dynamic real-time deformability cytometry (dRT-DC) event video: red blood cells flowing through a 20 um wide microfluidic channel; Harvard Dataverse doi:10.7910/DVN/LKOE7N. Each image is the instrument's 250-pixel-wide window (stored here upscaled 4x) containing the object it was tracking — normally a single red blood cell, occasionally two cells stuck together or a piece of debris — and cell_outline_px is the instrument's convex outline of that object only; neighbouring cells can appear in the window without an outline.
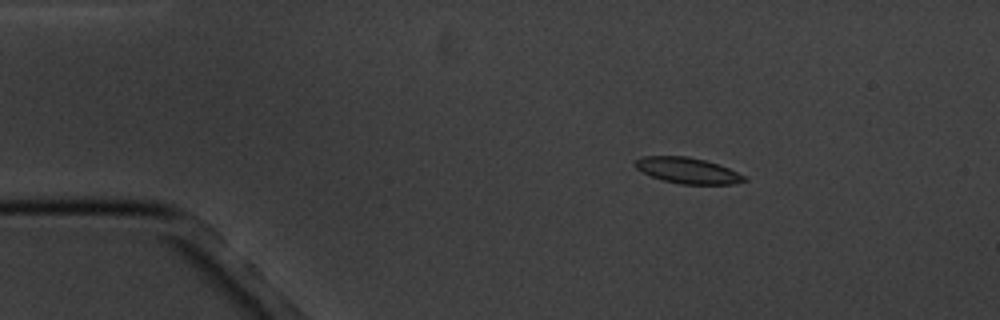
{"species": "common noctule bat (a hibernating species)", "species_latin": "Nyctalus noctula", "temperature_condition": "cold", "stored_images_in_passage": 6, "camera_frame_rate_fps": 3000, "um_per_image_px": 0.085, "animal": {"sex": "male", "body_mass_g": 20.1, "forearm_length_mm": 53.5}, "frame": {"image": 1, "passage_image": 3, "time_ms": 2.333, "image_size_px": [1000, 320], "cell_outline_px": [[748, 180], [732, 184], [680, 184], [664, 180], [652, 176], [636, 168], [632, 164], [636, 160], [644, 156], [688, 156], [704, 160], [728, 168], [744, 176]], "centroid_in_image_um": [58.42, 14.49], "position_along_channel_um": 26.6, "area_um2": 16.18}}